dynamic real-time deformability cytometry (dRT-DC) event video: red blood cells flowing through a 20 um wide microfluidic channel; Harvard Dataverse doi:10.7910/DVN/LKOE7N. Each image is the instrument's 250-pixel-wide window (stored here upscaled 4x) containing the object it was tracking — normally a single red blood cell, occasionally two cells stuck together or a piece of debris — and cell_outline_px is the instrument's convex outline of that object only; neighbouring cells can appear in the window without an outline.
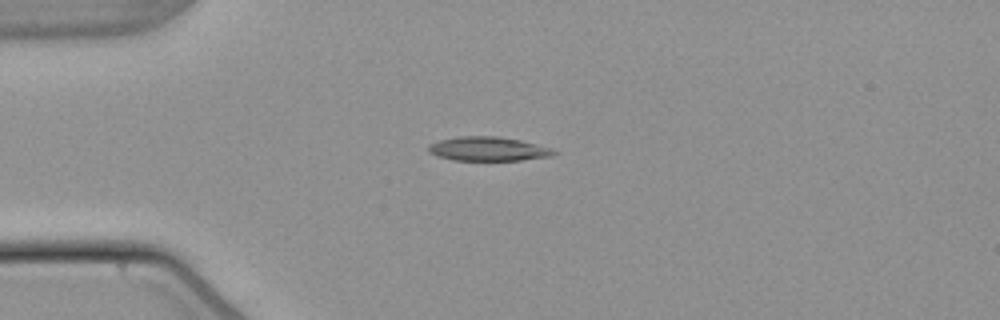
{"species": "common noctule bat (a hibernating species)", "species_latin": "Nyctalus noctula", "temperature_condition": "warm", "stored_images_in_passage": 41, "camera_frame_rate_fps": 3000, "um_per_image_px": 0.085, "animal": {"sex": "male", "body_mass_g": 21.5, "forearm_length_mm": 52.0}, "frame": {"image": 1, "passage_image": 1, "time_ms": 0.0, "image_size_px": [1000, 320], "cell_outline_px": [[560, 152], [552, 156], [520, 160], [452, 160], [428, 152], [428, 144], [440, 140], [460, 136], [500, 136], [520, 140], [552, 148]], "centroid_in_image_um": [41.52, 12.65], "position_along_channel_um": 43.5, "area_um2": 17.63}}
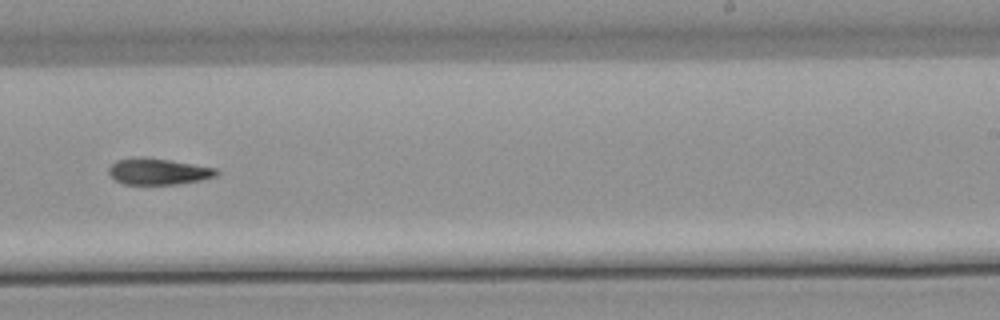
{"frame": {"image": 2, "passage_image": 21, "time_ms": 6.667, "image_size_px": [1000, 320], "cell_outline_px": [[220, 172], [216, 176], [200, 180], [176, 184], [124, 184], [116, 180], [108, 172], [108, 168], [116, 160], [144, 156], [216, 168]], "centroid_in_image_um": [13.44, 14.57], "position_along_channel_um": 275.6, "area_um2": 16.36}}
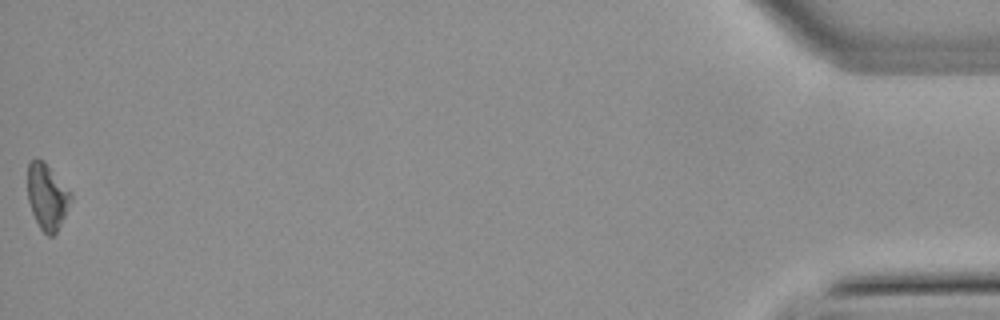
{"frame": {"image": 3, "passage_image": 41, "time_ms": 13.333, "image_size_px": [1000, 320], "cell_outline_px": [[72, 200], [56, 232], [52, 236], [48, 236], [40, 228], [32, 212], [28, 200], [28, 164], [36, 156], [44, 160], [72, 192]], "centroid_in_image_um": [4.01, 16.66], "position_along_channel_um": 431.2, "area_um2": 16.65}}